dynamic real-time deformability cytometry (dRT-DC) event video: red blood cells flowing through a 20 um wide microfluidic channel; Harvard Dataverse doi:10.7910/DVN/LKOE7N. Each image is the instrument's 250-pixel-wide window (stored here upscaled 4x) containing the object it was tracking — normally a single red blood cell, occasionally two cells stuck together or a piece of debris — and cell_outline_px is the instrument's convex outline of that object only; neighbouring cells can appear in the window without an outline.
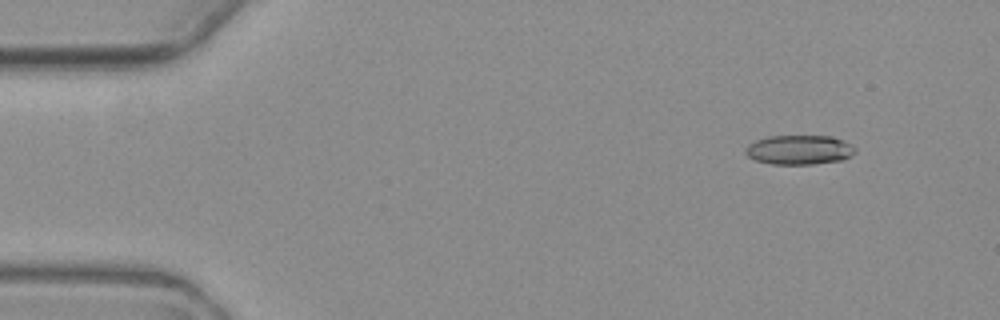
{"species": "common noctule bat (a hibernating species)", "species_latin": "Nyctalus noctula", "temperature_condition": "warm", "stored_images_in_passage": 5, "camera_frame_rate_fps": 3000, "um_per_image_px": 0.085, "animal": {"sex": "female", "body_mass_g": 19.3, "forearm_length_mm": 54.1}, "frame": {"image": 1, "passage_image": 2, "time_ms": 1.333, "image_size_px": [1000, 320], "cell_outline_px": [[856, 152], [844, 160], [812, 164], [772, 164], [756, 160], [748, 156], [744, 152], [744, 148], [748, 144], [756, 140], [768, 136], [832, 136], [844, 140], [856, 148]], "centroid_in_image_um": [67.94, 12.73], "position_along_channel_um": 17.1, "area_um2": 18.96}}
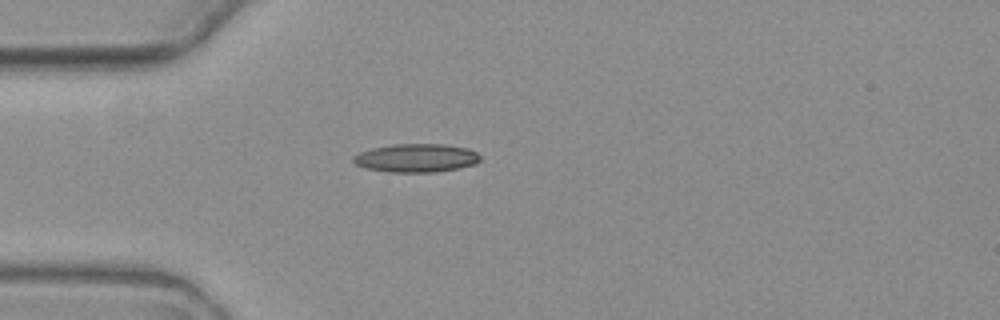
{"frame": {"image": 2, "passage_image": 5, "time_ms": 4.667, "image_size_px": [1000, 320], "cell_outline_px": [[480, 160], [476, 164], [436, 172], [392, 172], [368, 168], [356, 164], [352, 160], [352, 156], [360, 152], [372, 148], [392, 144], [444, 144], [468, 148], [476, 152], [480, 156]], "centroid_in_image_um": [35.39, 13.42], "position_along_channel_um": 49.6, "area_um2": 20.92}}